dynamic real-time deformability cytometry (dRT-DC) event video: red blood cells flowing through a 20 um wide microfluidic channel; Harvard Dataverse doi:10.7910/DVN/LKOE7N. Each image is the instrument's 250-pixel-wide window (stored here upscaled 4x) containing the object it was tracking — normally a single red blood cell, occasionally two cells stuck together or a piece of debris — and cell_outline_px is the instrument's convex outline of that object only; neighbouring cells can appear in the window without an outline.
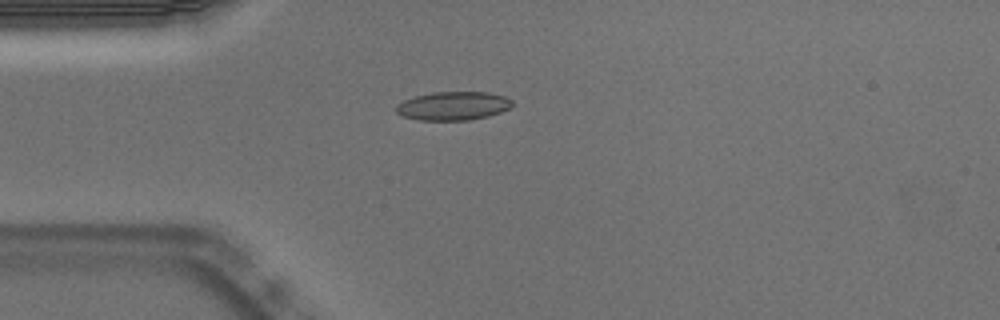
{"species": "Egyptian fruit bat (a non-hibernating species)", "species_latin": "Rousettus aegyptiacus", "temperature_condition": "warm", "stored_images_in_passage": 40, "camera_frame_rate_fps": 3000, "um_per_image_px": 0.085, "animal": {"sex": "male"}, "frame": {"image": 1, "passage_image": 1, "time_ms": 0.0, "image_size_px": [1000, 320], "cell_outline_px": [[512, 108], [488, 116], [468, 120], [420, 120], [404, 116], [396, 112], [396, 104], [404, 100], [416, 96], [432, 92], [488, 92], [504, 96], [512, 100]], "centroid_in_image_um": [38.54, 9.0], "position_along_channel_um": 46.5, "area_um2": 19.31}}
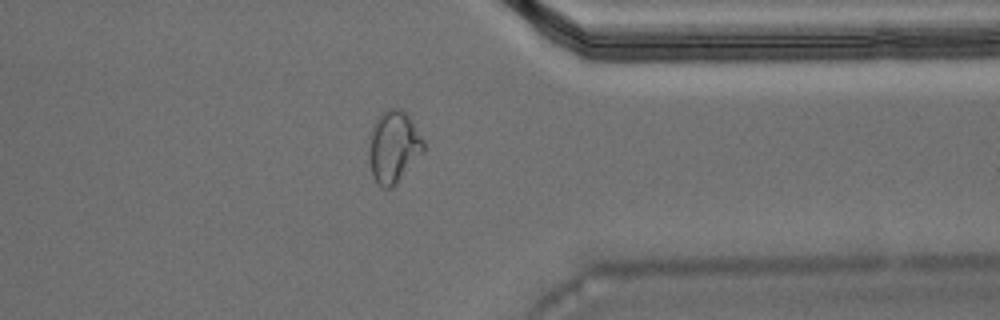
{"frame": {"image": 2, "passage_image": 29, "time_ms": 9.333, "image_size_px": [1000, 320], "cell_outline_px": [[424, 148], [396, 184], [392, 188], [384, 188], [372, 176], [368, 156], [368, 148], [372, 128], [376, 120], [388, 108], [400, 108], [412, 120], [424, 140]], "centroid_in_image_um": [33.43, 12.47], "position_along_channel_um": 378.0, "area_um2": 22.43}, "authors_computed_cell_mechanics": {"area_um2": 19.4786, "velocity_mm_per_s": 3.7545, "shape_relaxation_time_tau1_ms": null, "shape_relaxation_time_tau2_ms": 1.0931, "deformation_change_tau1": null, "deformation_change_tau2": 0.0557}}